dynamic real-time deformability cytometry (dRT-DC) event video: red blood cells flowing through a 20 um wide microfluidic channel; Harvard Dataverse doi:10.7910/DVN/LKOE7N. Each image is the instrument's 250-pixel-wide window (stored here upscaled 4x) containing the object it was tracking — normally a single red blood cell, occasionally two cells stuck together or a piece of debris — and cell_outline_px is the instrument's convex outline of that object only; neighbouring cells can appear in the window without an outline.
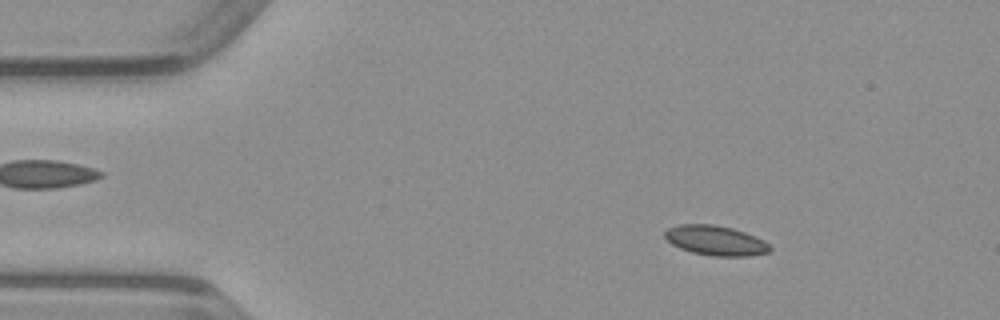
{"species": "common noctule bat (a hibernating species)", "species_latin": "Nyctalus noctula", "temperature_condition": "warm", "stored_images_in_passage": 46, "camera_frame_rate_fps": 3000, "um_per_image_px": 0.085, "animal": {"sex": "male", "body_mass_g": 23.1, "forearm_length_mm": 52.7}, "frame": {"image": 1, "passage_image": 4, "time_ms": 1.0, "image_size_px": [1000, 320], "cell_outline_px": [[772, 248], [768, 252], [748, 256], [712, 256], [692, 252], [680, 248], [672, 244], [664, 236], [664, 232], [668, 228], [676, 224], [712, 224], [732, 228], [744, 232], [764, 240]], "centroid_in_image_um": [60.8, 20.44], "position_along_channel_um": 24.2, "area_um2": 18.21}}
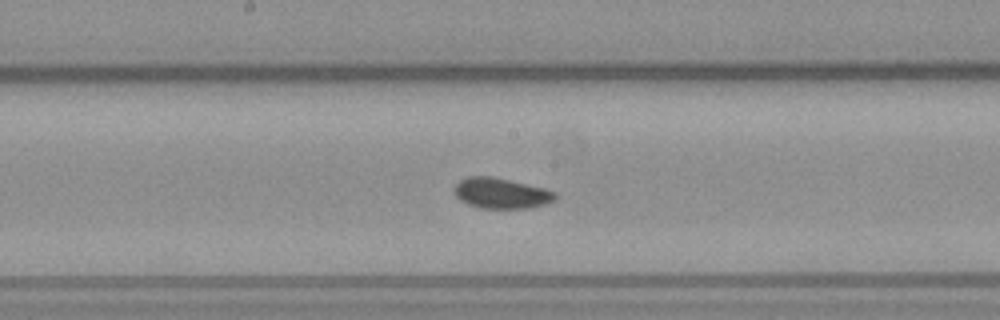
{"frame": {"image": 2, "passage_image": 22, "time_ms": 7.0, "image_size_px": [1000, 320], "cell_outline_px": [[556, 200], [544, 204], [528, 208], [480, 208], [468, 204], [460, 200], [456, 196], [452, 188], [460, 180], [468, 176], [492, 176], [544, 188], [556, 192]], "centroid_in_image_um": [42.57, 16.42], "position_along_channel_um": 205.6, "area_um2": 17.98}}
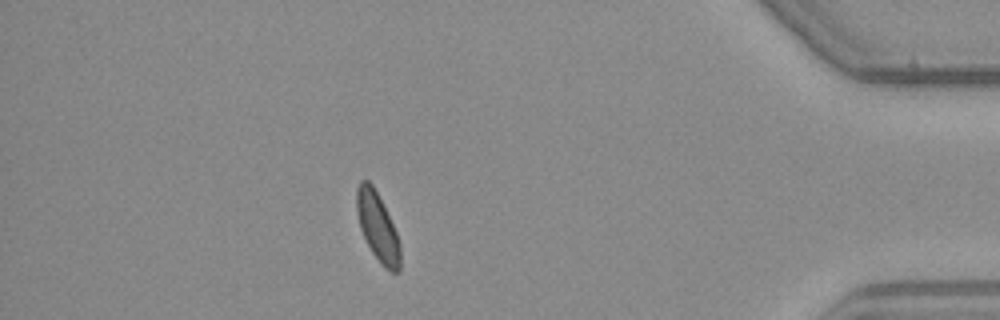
{"frame": {"image": 3, "passage_image": 40, "time_ms": 13.0, "image_size_px": [1000, 320], "cell_outline_px": [[400, 272], [392, 272], [384, 268], [380, 264], [372, 252], [360, 228], [356, 212], [356, 188], [360, 180], [368, 180], [372, 184], [396, 232], [400, 244]], "centroid_in_image_um": [32.08, 19.31], "position_along_channel_um": 403.1, "area_um2": 17.17}}